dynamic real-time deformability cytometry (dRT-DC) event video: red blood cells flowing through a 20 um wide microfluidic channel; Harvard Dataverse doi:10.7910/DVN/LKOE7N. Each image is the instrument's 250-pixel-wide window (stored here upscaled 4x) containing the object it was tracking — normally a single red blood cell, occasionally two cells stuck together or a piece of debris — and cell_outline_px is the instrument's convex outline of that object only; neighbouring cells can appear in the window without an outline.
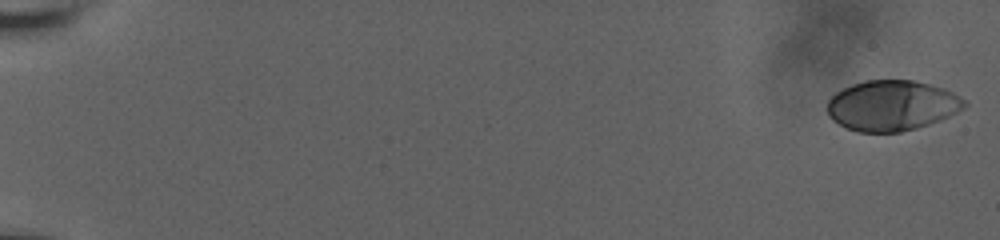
{"species": "human", "species_latin": "Homo sapiens", "temperature_condition": "room temperature", "stored_images_in_passage": 43, "camera_frame_rate_fps": 3000, "um_per_image_px": 0.085, "donor": {"sex": "male"}, "frame": {"image": 1, "passage_image": 1, "time_ms": 0.0, "image_size_px": [1000, 240], "cell_outline_px": [[968, 104], [964, 108], [940, 120], [916, 128], [900, 132], [856, 132], [832, 120], [828, 116], [828, 100], [836, 92], [852, 84], [864, 80], [912, 80], [944, 88], [968, 100]], "centroid_in_image_um": [75.82, 8.97], "position_along_channel_um": 9.2, "area_um2": 40.29}}
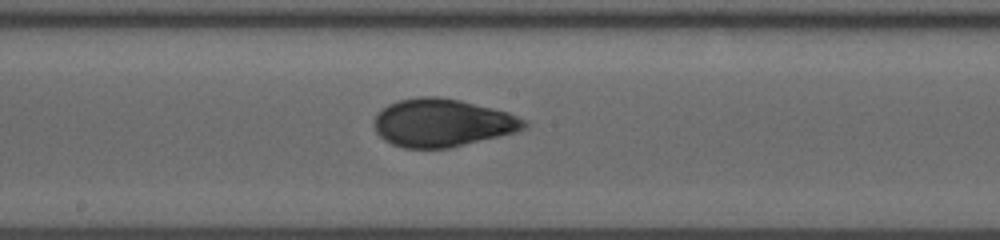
{"frame": {"image": 2, "passage_image": 23, "time_ms": 11.0, "image_size_px": [1000, 240], "cell_outline_px": [[528, 124], [524, 128], [516, 132], [452, 148], [404, 148], [392, 144], [384, 140], [376, 132], [372, 124], [376, 112], [388, 104], [400, 100], [420, 96], [436, 96], [460, 100], [508, 112], [528, 120]], "centroid_in_image_um": [37.58, 10.44], "position_along_channel_um": 210.6, "area_um2": 42.25}}
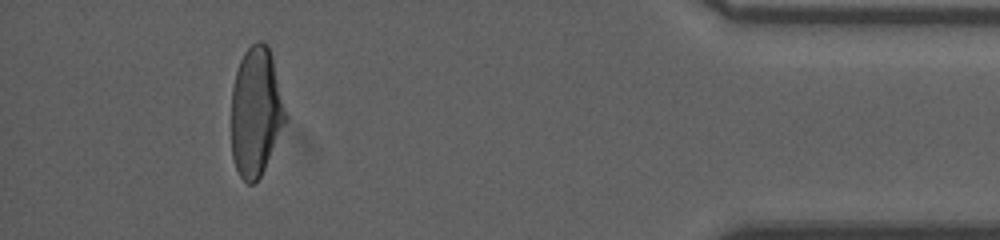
{"frame": {"image": 3, "passage_image": 40, "time_ms": 17.667, "image_size_px": [1000, 240], "cell_outline_px": [[288, 120], [260, 176], [252, 184], [248, 184], [240, 176], [236, 168], [232, 156], [232, 88], [236, 72], [240, 60], [244, 52], [256, 40], [260, 40], [268, 44], [288, 116]], "centroid_in_image_um": [21.77, 9.49], "position_along_channel_um": 413.4, "area_um2": 40.75}, "authors_computed_cell_mechanics": {"area_um2": 41.2692, "velocity_mm_per_s": 3.7832, "shape_relaxation_time_tau1_ms": 6.3429, "shape_relaxation_time_tau2_ms": 1.0402, "deformation_change_tau1": 0.2156, "deformation_change_tau2": 0.0549}}